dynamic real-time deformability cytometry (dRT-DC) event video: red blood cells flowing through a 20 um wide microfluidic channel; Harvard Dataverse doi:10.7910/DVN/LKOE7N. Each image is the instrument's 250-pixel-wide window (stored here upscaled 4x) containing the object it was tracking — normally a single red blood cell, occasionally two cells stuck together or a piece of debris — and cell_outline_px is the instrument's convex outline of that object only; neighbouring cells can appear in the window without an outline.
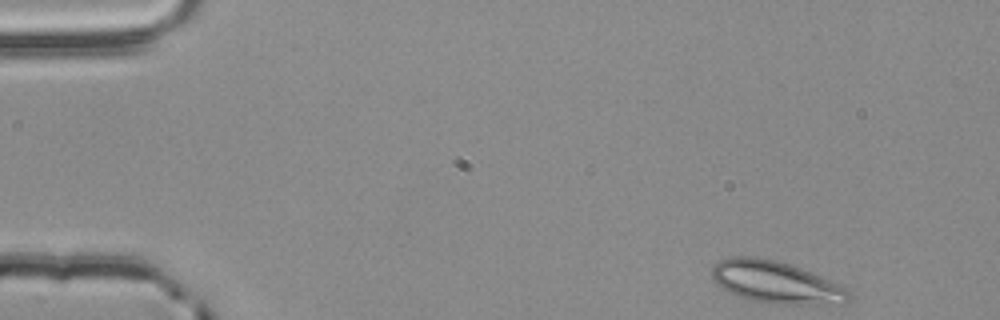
{"species": "common noctule bat (a hibernating species)", "species_latin": "Nyctalus noctula", "temperature_condition": "room temperature", "stored_images_in_passage": 50, "camera_frame_rate_fps": 3000, "um_per_image_px": 0.085, "animal": {"sex": "male", "body_mass_g": 20.4}, "frame": {"image": 1, "passage_image": 1, "time_ms": 0.0, "image_size_px": [1000, 320], "cell_outline_px": [[852, 296], [844, 304], [776, 304], [748, 300], [716, 284], [712, 280], [712, 268], [720, 260], [732, 256], [756, 256], [776, 260], [800, 268], [820, 276], [848, 288]], "centroid_in_image_um": [65.97, 23.99], "position_along_channel_um": 19.0, "area_um2": 33.58}}
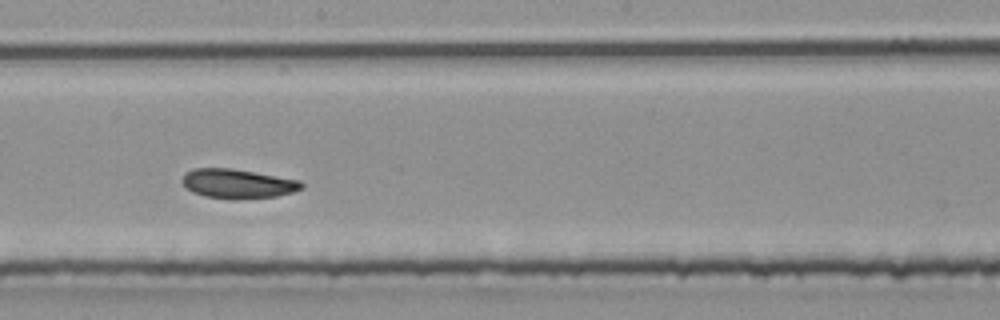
{"frame": {"image": 2, "passage_image": 26, "time_ms": 8.333, "image_size_px": [1000, 320], "cell_outline_px": [[304, 188], [292, 192], [276, 196], [232, 200], [204, 196], [192, 192], [184, 188], [180, 180], [184, 172], [192, 168], [232, 168], [300, 180], [304, 184]], "centroid_in_image_um": [20.14, 15.61], "position_along_channel_um": 228.1, "area_um2": 20.81}}
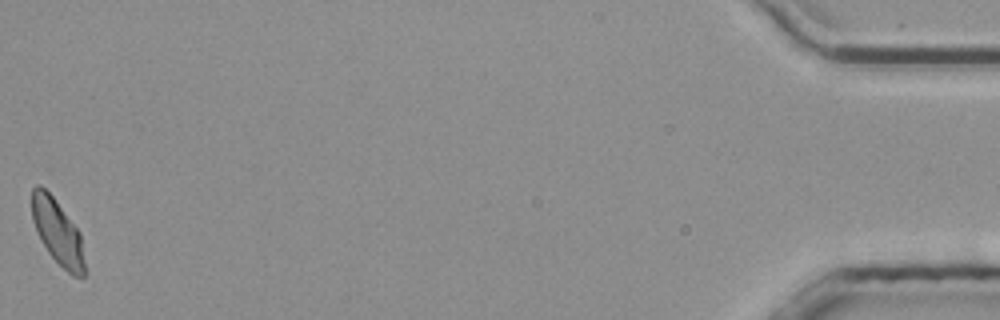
{"frame": {"image": 3, "passage_image": 50, "time_ms": 16.333, "image_size_px": [1000, 320], "cell_outline_px": [[84, 276], [72, 276], [48, 252], [40, 240], [36, 232], [32, 220], [32, 188], [36, 184], [40, 184], [52, 196], [80, 232], [84, 260]], "centroid_in_image_um": [4.86, 19.7], "position_along_channel_um": 430.3, "area_um2": 19.71}, "authors_computed_cell_mechanics": {"area_um2": 20.4323, "velocity_mm_per_s": 3.817, "shape_relaxation_time_tau1_ms": 9.8729, "shape_relaxation_time_tau2_ms": 5.8654, "deformation_change_tau1": 0.1553, "deformation_change_tau2": 0.0946}}